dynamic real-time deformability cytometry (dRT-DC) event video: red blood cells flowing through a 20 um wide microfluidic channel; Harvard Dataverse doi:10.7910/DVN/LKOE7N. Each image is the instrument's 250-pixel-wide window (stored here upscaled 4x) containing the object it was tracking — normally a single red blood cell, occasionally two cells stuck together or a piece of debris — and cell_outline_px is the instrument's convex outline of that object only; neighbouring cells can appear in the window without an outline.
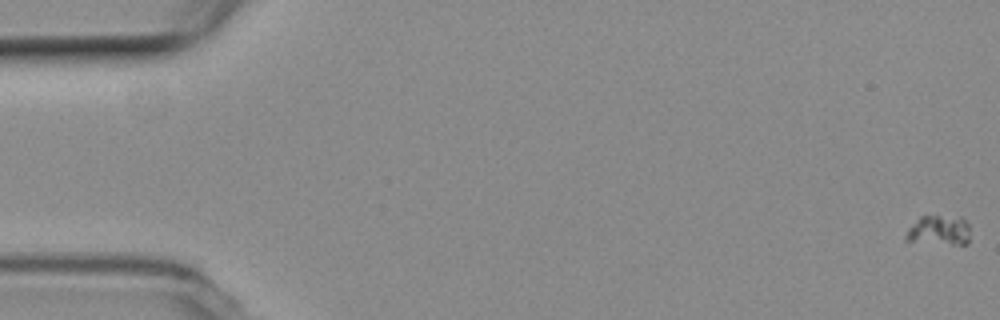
{"species": "common noctule bat (a hibernating species)", "species_latin": "Nyctalus noctula", "temperature_condition": "room temperature", "stored_images_in_passage": 57, "camera_frame_rate_fps": 3000, "um_per_image_px": 0.085, "animal": {"sex": "female", "body_mass_g": 19.3, "forearm_length_mm": 54.1}, "frame": {"image": 1, "passage_image": 1, "time_ms": 0.0, "image_size_px": [1000, 320], "cell_outline_px": [[968, 244], [952, 244], [904, 240], [904, 236], [908, 228], [920, 216], [960, 216], [968, 224]], "centroid_in_image_um": [79.8, 19.56], "position_along_channel_um": 5.2, "area_um2": 11.04}}
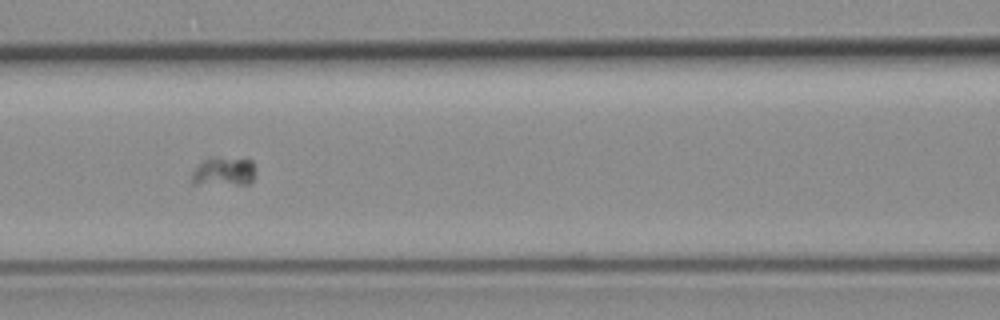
{"frame": {"image": 2, "passage_image": 25, "time_ms": 8.0, "image_size_px": [1000, 320], "cell_outline_px": [[256, 172], [252, 180], [248, 184], [192, 184], [192, 172], [204, 160], [252, 160], [256, 168]], "centroid_in_image_um": [19.06, 14.64], "position_along_channel_um": 147.5, "area_um2": 10.17}}
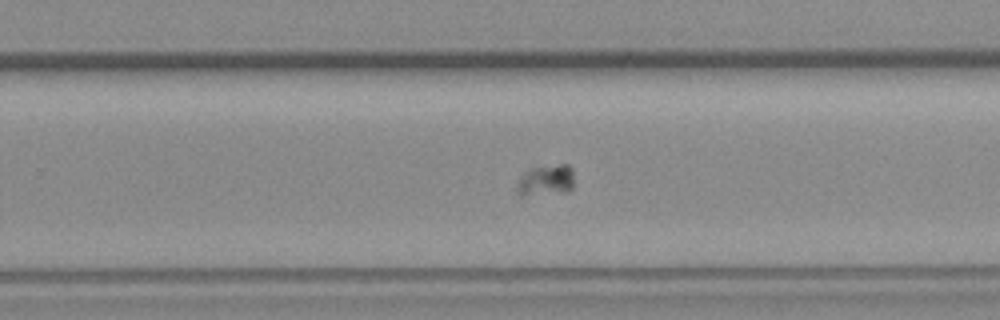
{"frame": {"image": 3, "passage_image": 36, "time_ms": 11.667, "image_size_px": [1000, 320], "cell_outline_px": [[572, 188], [568, 192], [520, 196], [516, 196], [516, 188], [520, 180], [528, 168], [560, 164], [568, 164], [572, 168]], "centroid_in_image_um": [46.39, 15.34], "position_along_channel_um": 283.4, "area_um2": 10.4}}